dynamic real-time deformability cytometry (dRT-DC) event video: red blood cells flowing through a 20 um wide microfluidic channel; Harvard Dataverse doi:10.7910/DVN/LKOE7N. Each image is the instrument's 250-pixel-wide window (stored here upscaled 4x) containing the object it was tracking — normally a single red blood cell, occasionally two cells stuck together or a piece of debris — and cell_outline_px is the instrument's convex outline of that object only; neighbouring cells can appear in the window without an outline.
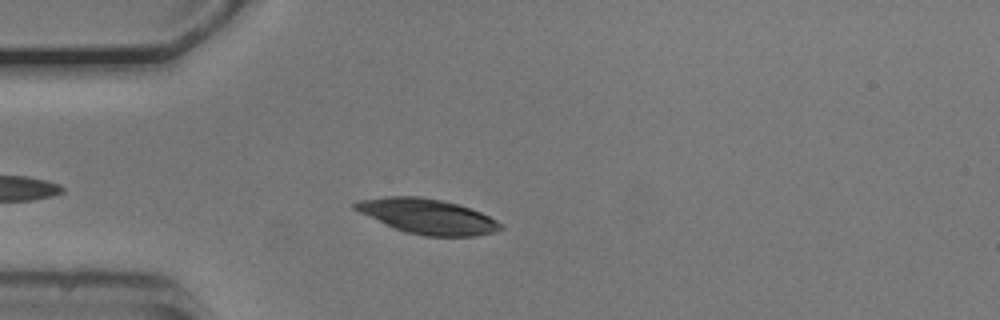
{"species": "common noctule bat (a hibernating species)", "species_latin": "Nyctalus noctula", "temperature_condition": "cold", "stored_images_in_passage": 39, "camera_frame_rate_fps": 3000, "um_per_image_px": 0.085, "animal": {"sex": "male", "body_mass_g": 20.5, "forearm_length_mm": 52.5}, "frame": {"image": 1, "passage_image": 2, "time_ms": 0.333, "image_size_px": [1000, 320], "cell_outline_px": [[504, 228], [492, 232], [472, 236], [424, 236], [408, 232], [396, 228], [360, 212], [352, 208], [352, 204], [360, 200], [384, 196], [420, 196], [440, 200], [456, 204], [480, 212], [496, 220]], "centroid_in_image_um": [36.32, 18.38], "position_along_channel_um": 48.7, "area_um2": 29.02}}
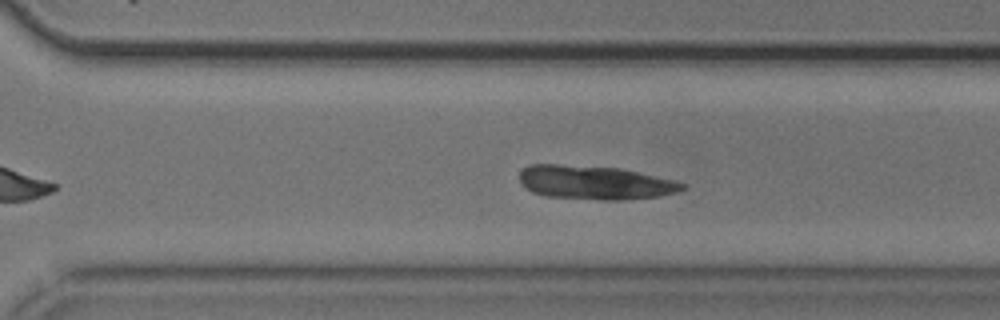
{"frame": {"image": 2, "passage_image": 25, "time_ms": 8.0, "image_size_px": [1000, 320], "cell_outline_px": [[688, 188], [676, 192], [660, 196], [620, 200], [600, 200], [548, 196], [532, 192], [520, 184], [520, 172], [528, 164], [560, 164], [620, 168], [676, 180], [688, 184]], "centroid_in_image_um": [50.6, 15.51], "position_along_channel_um": 320.0, "area_um2": 32.37}}
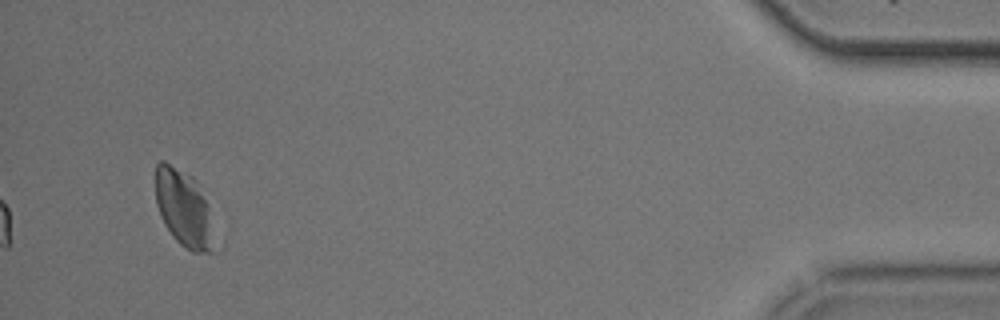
{"frame": {"image": 3, "passage_image": 39, "time_ms": 12.667, "image_size_px": [1000, 320], "cell_outline_px": [[224, 248], [216, 252], [192, 252], [180, 244], [172, 236], [164, 224], [160, 216], [156, 204], [156, 164], [160, 160], [164, 160], [192, 176], [196, 180], [208, 204], [224, 244]], "centroid_in_image_um": [15.79, 17.86], "position_along_channel_um": 419.4, "area_um2": 28.26}}